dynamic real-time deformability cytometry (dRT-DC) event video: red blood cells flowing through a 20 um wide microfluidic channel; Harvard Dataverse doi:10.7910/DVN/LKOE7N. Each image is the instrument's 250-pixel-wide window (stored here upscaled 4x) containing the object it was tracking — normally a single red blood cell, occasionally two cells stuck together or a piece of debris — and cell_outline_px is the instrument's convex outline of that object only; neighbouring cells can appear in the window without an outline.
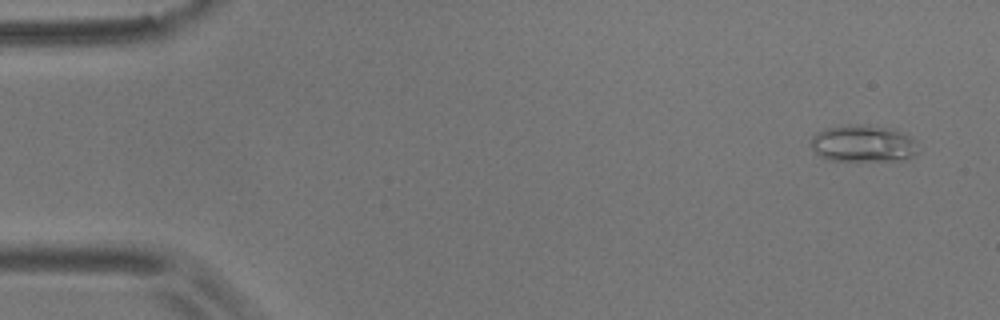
{"species": "common noctule bat (a hibernating species)", "species_latin": "Nyctalus noctula", "temperature_condition": "room temperature", "stored_images_in_passage": 5, "camera_frame_rate_fps": 3000, "um_per_image_px": 0.085, "animal": {"sex": "male", "body_mass_g": 17.9}, "frame": {"image": 1, "passage_image": 1, "time_ms": 0.0, "image_size_px": [1000, 320], "cell_outline_px": [[916, 152], [908, 160], [828, 160], [820, 156], [812, 148], [812, 136], [816, 132], [824, 128], [848, 124], [868, 124], [892, 128], [908, 136], [912, 140]], "centroid_in_image_um": [73.31, 12.18], "position_along_channel_um": 11.7, "area_um2": 22.95}}